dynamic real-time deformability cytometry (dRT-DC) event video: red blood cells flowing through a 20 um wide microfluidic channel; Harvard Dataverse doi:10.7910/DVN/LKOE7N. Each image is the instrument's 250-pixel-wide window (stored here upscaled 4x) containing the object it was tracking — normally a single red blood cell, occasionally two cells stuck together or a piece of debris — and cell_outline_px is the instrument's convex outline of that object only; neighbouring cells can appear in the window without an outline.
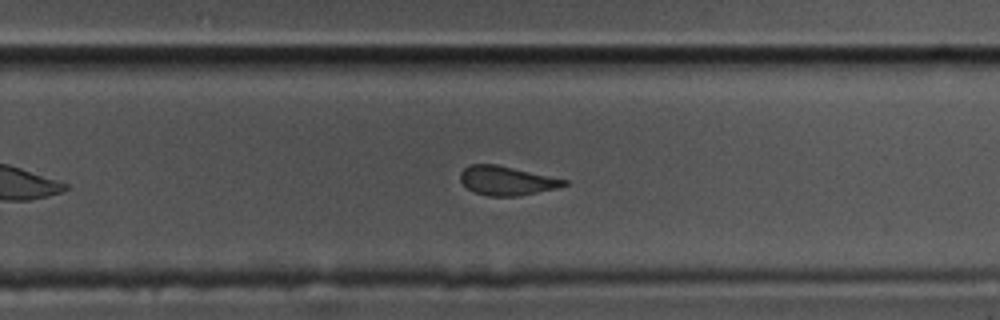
{"species": "common noctule bat (a hibernating species)", "species_latin": "Nyctalus noctula", "temperature_condition": "cold", "stored_images_in_passage": 50, "camera_frame_rate_fps": 3000, "um_per_image_px": 0.085, "animal": {"sex": "male", "body_mass_g": 17.5, "forearm_length_mm": 52.3}, "frame": {"image": 1, "passage_image": 29, "time_ms": 9.333, "image_size_px": [1000, 320], "cell_outline_px": [[568, 184], [556, 188], [516, 196], [488, 196], [472, 192], [460, 180], [460, 172], [468, 164], [496, 164], [568, 180]], "centroid_in_image_um": [43.02, 15.35], "position_along_channel_um": 286.8, "area_um2": 17.46}}
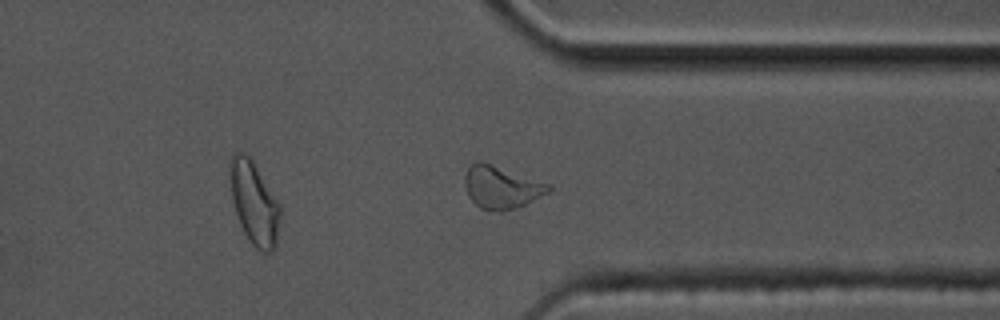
{"frame": {"image": 2, "passage_image": 36, "time_ms": 11.667, "image_size_px": [1000, 320], "cell_outline_px": [[552, 192], [516, 208], [500, 212], [496, 212], [480, 208], [468, 196], [464, 184], [464, 176], [468, 168], [476, 160], [480, 160], [552, 184]], "centroid_in_image_um": [42.64, 15.92], "position_along_channel_um": 368.8, "area_um2": 21.15}, "authors_computed_cell_mechanics": {"area_um2": 19.9699, "velocity_mm_per_s": 3.5573, "shape_relaxation_time_tau1_ms": 4.5022, "shape_relaxation_time_tau2_ms": 1.2947, "deformation_change_tau1": 0.1254, "deformation_change_tau2": 0.0653}}